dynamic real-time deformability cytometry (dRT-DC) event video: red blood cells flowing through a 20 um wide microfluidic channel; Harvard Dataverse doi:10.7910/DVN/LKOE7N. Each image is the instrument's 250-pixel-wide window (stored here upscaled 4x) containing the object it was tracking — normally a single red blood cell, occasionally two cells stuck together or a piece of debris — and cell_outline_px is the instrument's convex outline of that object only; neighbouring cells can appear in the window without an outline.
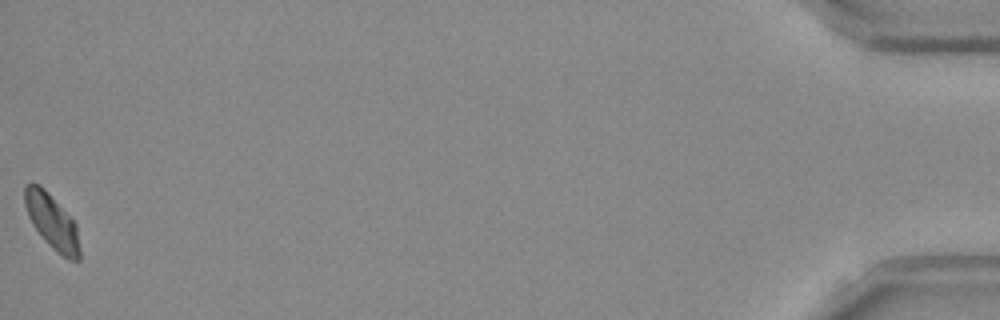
{"species": "Egyptian fruit bat (a non-hibernating species)", "species_latin": "Rousettus aegyptiacus", "temperature_condition": "room temperature", "stored_images_in_passage": 46, "camera_frame_rate_fps": 3000, "um_per_image_px": 0.085, "frame": {"image": 1, "passage_image": 46, "time_ms": 15.0, "image_size_px": [1000, 320], "cell_outline_px": [[80, 260], [68, 260], [56, 252], [48, 244], [32, 224], [28, 216], [24, 204], [24, 188], [28, 184], [40, 184], [48, 192], [76, 224], [80, 248]], "centroid_in_image_um": [4.42, 18.86], "position_along_channel_um": 430.8, "area_um2": 17.46}, "authors_computed_cell_mechanics": {"area_um2": 17.8313, "velocity_mm_per_s": 3.8147, "shape_relaxation_time_tau1_ms": 3.3742, "shape_relaxation_time_tau2_ms": null, "deformation_change_tau1": 0.0904, "deformation_change_tau2": null}}